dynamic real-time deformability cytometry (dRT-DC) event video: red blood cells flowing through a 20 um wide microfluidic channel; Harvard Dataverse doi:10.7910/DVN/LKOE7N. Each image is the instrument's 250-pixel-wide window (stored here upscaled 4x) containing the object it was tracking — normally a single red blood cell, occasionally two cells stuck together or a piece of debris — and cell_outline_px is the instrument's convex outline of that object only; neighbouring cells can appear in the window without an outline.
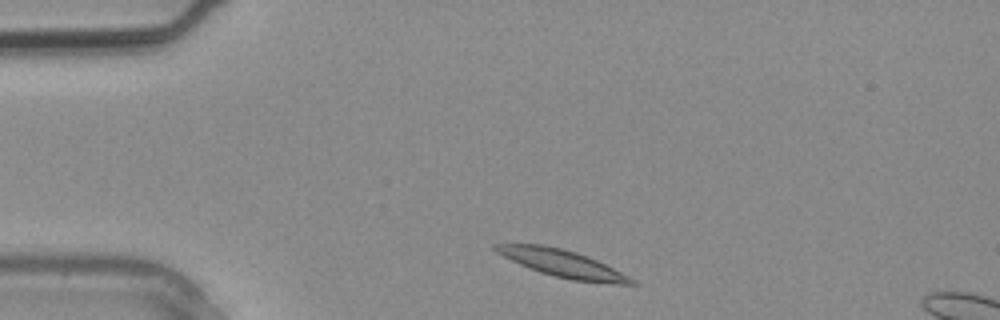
{"species": "common noctule bat (a hibernating species)", "species_latin": "Nyctalus noctula", "temperature_condition": "warm", "stored_images_in_passage": 3, "camera_frame_rate_fps": 3000, "um_per_image_px": 0.085, "animal": {"sex": "male", "body_mass_g": 20.4}, "frame": {"image": 1, "passage_image": 3, "time_ms": 0.667, "image_size_px": [1000, 320], "cell_outline_px": [[640, 284], [612, 284], [572, 280], [540, 272], [520, 264], [496, 252], [492, 248], [492, 244], [540, 244], [560, 248], [576, 252], [588, 256], [636, 280]], "centroid_in_image_um": [47.81, 22.4], "position_along_channel_um": 37.2, "area_um2": 21.27}}